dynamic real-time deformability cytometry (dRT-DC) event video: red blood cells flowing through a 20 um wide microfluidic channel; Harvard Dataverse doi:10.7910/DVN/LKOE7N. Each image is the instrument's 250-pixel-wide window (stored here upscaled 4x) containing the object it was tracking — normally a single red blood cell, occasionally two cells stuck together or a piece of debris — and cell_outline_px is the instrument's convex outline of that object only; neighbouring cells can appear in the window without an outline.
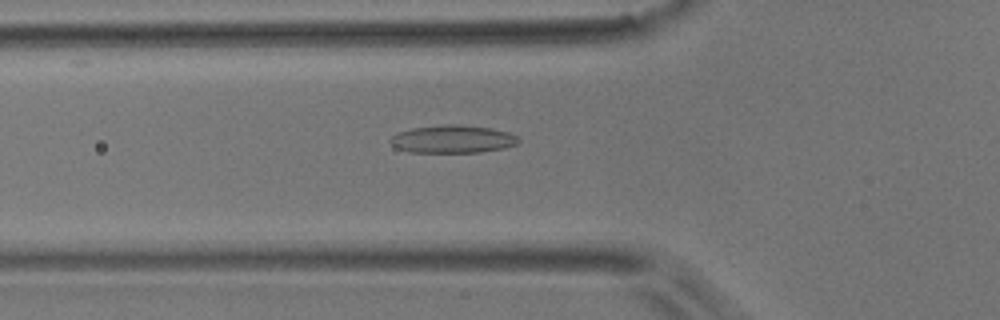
{"species": "common noctule bat (a hibernating species)", "species_latin": "Nyctalus noctula", "temperature_condition": "room temperature", "stored_images_in_passage": 39, "camera_frame_rate_fps": 3000, "um_per_image_px": 0.085, "animal": {"sex": "male", "body_mass_g": 17.9}, "frame": {"image": 1, "passage_image": 5, "time_ms": 1.333, "image_size_px": [1000, 320], "cell_outline_px": [[520, 140], [516, 144], [504, 148], [480, 152], [408, 152], [396, 148], [388, 140], [392, 136], [400, 132], [412, 128], [440, 124], [456, 124], [492, 128], [508, 132], [516, 136]], "centroid_in_image_um": [38.46, 11.82], "position_along_channel_um": 87.3, "area_um2": 20.81}}
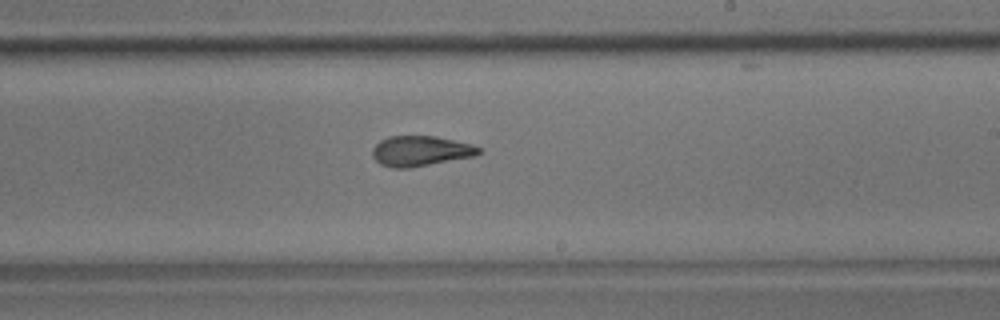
{"frame": {"image": 2, "passage_image": 18, "time_ms": 5.667, "image_size_px": [1000, 320], "cell_outline_px": [[480, 152], [472, 156], [412, 168], [392, 168], [380, 164], [372, 156], [372, 148], [380, 140], [388, 136], [436, 136], [472, 144], [480, 148]], "centroid_in_image_um": [35.69, 12.83], "position_along_channel_um": 253.3, "area_um2": 18.73}}
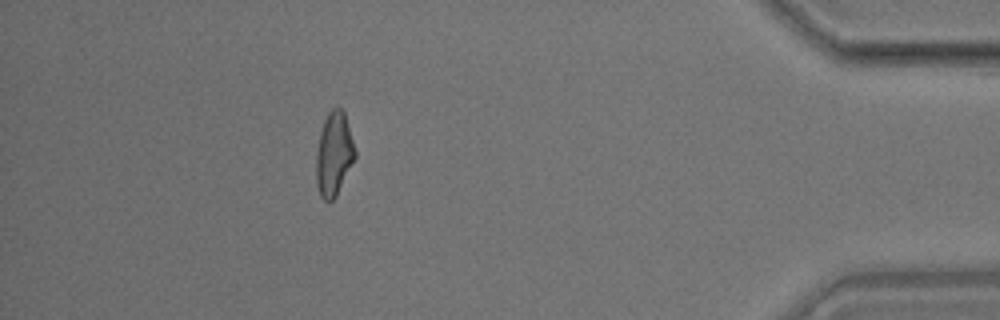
{"frame": {"image": 3, "passage_image": 34, "time_ms": 11.0, "image_size_px": [1000, 320], "cell_outline_px": [[356, 156], [336, 196], [332, 200], [324, 200], [320, 196], [316, 184], [316, 152], [320, 132], [324, 120], [328, 112], [332, 108], [340, 108], [344, 112], [356, 148]], "centroid_in_image_um": [28.38, 13.08], "position_along_channel_um": 406.8, "area_um2": 18.96}, "authors_computed_cell_mechanics": {"area_um2": 18.9006, "velocity_mm_per_s": 3.8163, "shape_relaxation_time_tau1_ms": null, "shape_relaxation_time_tau2_ms": 2.4029, "deformation_change_tau1": null, "deformation_change_tau2": 0.1076}}